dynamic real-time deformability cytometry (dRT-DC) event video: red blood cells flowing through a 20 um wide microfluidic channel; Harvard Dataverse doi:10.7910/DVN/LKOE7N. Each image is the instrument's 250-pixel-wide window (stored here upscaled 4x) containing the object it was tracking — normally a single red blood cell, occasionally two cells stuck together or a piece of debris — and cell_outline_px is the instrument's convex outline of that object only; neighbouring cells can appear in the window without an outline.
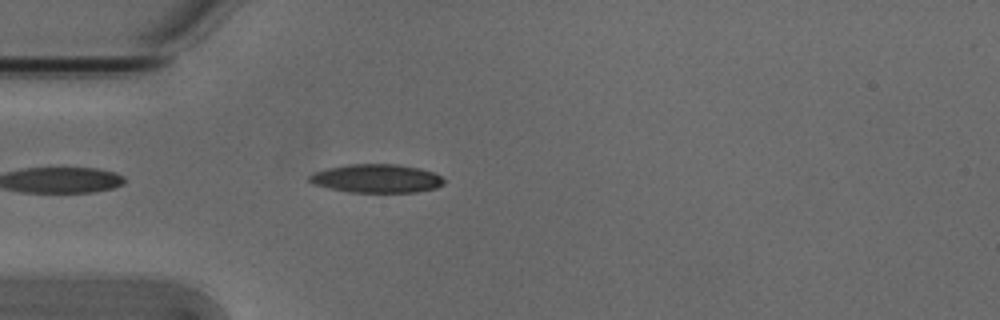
{"species": "Egyptian fruit bat (a non-hibernating species)", "species_latin": "Rousettus aegyptiacus", "temperature_condition": "cold", "stored_images_in_passage": 1, "camera_frame_rate_fps": 3000, "um_per_image_px": 0.085, "animal": {"sex": "male"}, "frame": {"image": 1, "passage_image": 1, "time_ms": 0.0, "image_size_px": [1000, 320], "cell_outline_px": [[444, 184], [436, 188], [416, 192], [348, 192], [328, 188], [312, 184], [308, 180], [308, 176], [316, 172], [328, 168], [348, 164], [396, 164], [420, 168], [432, 172], [440, 176], [444, 180]], "centroid_in_image_um": [32.0, 15.17], "position_along_channel_um": 53.0, "area_um2": 22.37}}